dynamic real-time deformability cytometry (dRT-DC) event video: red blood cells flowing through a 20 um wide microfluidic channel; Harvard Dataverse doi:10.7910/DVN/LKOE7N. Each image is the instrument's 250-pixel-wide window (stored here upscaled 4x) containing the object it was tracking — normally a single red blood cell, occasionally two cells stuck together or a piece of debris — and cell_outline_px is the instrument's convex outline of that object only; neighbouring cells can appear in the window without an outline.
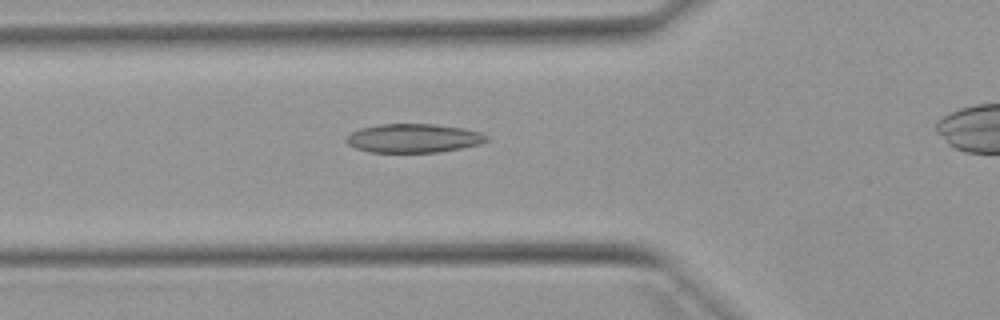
{"species": "Egyptian fruit bat (a non-hibernating species)", "species_latin": "Rousettus aegyptiacus", "temperature_condition": "warm", "stored_images_in_passage": 41, "camera_frame_rate_fps": 3000, "um_per_image_px": 0.085, "animal": {"sex": "female"}, "frame": {"image": 1, "passage_image": 13, "time_ms": 4.0, "image_size_px": [1000, 320], "cell_outline_px": [[488, 140], [480, 144], [460, 148], [436, 152], [368, 152], [356, 148], [348, 144], [344, 140], [352, 132], [360, 128], [380, 124], [432, 124], [464, 128], [480, 132], [488, 136]], "centroid_in_image_um": [35.14, 11.74], "position_along_channel_um": 90.7, "area_um2": 23.47}}
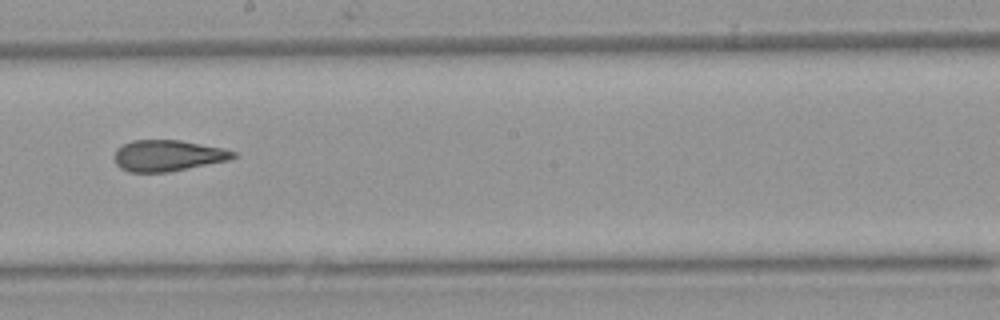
{"frame": {"image": 2, "passage_image": 24, "time_ms": 7.667, "image_size_px": [1000, 320], "cell_outline_px": [[236, 156], [228, 160], [168, 172], [128, 172], [120, 168], [116, 164], [116, 148], [132, 140], [180, 140], [224, 148], [236, 152]], "centroid_in_image_um": [14.26, 13.22], "position_along_channel_um": 233.9, "area_um2": 21.44}}
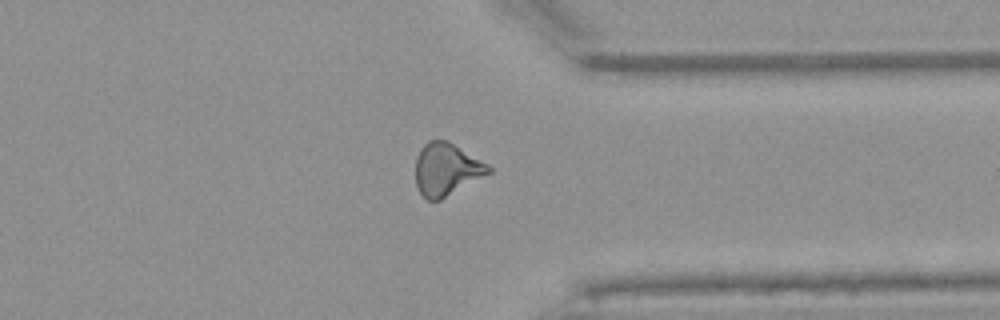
{"frame": {"image": 3, "passage_image": 35, "time_ms": 11.333, "image_size_px": [1000, 320], "cell_outline_px": [[492, 172], [440, 200], [428, 200], [416, 188], [416, 156], [420, 148], [428, 140], [448, 140], [488, 164], [492, 168]], "centroid_in_image_um": [37.94, 14.38], "position_along_channel_um": 373.5, "area_um2": 22.37}, "authors_computed_cell_mechanics": {"area_um2": 22.3108, "velocity_mm_per_s": 3.9045, "shape_relaxation_time_tau1_ms": null, "shape_relaxation_time_tau2_ms": 2.0793, "deformation_change_tau1": null, "deformation_change_tau2": 0.1109}}